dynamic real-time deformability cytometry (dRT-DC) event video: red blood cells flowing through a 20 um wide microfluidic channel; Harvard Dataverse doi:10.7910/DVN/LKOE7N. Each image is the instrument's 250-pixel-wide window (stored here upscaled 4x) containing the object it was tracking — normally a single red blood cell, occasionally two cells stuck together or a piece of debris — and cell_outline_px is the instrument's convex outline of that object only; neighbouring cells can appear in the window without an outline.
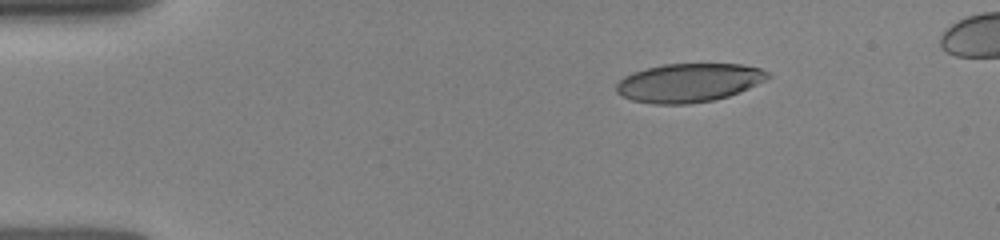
{"species": "human", "species_latin": "Homo sapiens", "temperature_condition": "room temperature", "stored_images_in_passage": 45, "camera_frame_rate_fps": 3000, "um_per_image_px": 0.085, "donor": {"sex": "female"}, "frame": {"image": 1, "passage_image": 1, "time_ms": 0.0, "image_size_px": [1000, 240], "cell_outline_px": [[772, 76], [740, 92], [728, 96], [712, 100], [688, 104], [652, 104], [632, 100], [620, 96], [616, 92], [616, 84], [624, 76], [632, 72], [664, 64], [740, 64], [760, 68], [768, 72]], "centroid_in_image_um": [58.52, 7.03], "position_along_channel_um": 26.5, "area_um2": 34.1}}
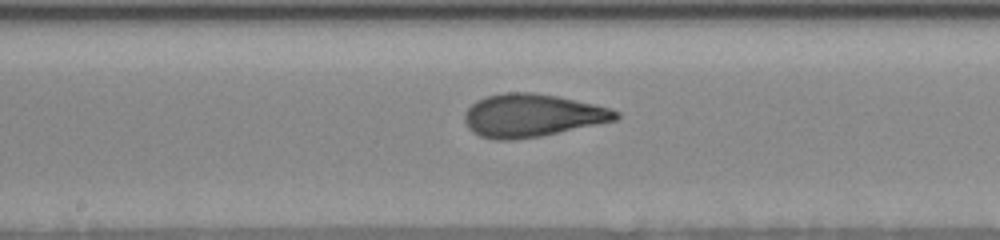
{"frame": {"image": 2, "passage_image": 29, "time_ms": 6.0, "image_size_px": [1000, 240], "cell_outline_px": [[620, 116], [616, 120], [540, 136], [516, 140], [496, 140], [480, 136], [472, 132], [468, 128], [464, 120], [464, 112], [476, 100], [488, 96], [504, 92], [532, 92], [560, 96], [612, 108], [620, 112]], "centroid_in_image_um": [45.22, 9.81], "position_along_channel_um": 203.0, "area_um2": 38.03}}
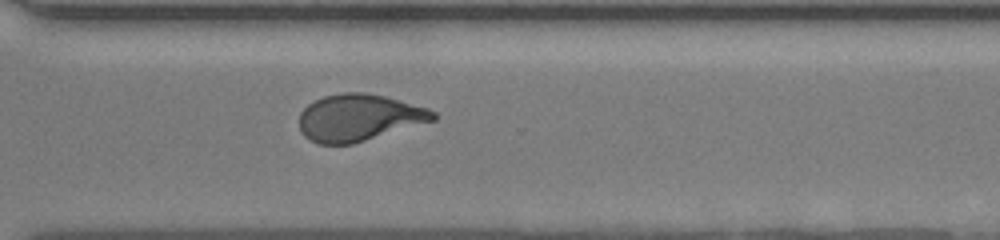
{"frame": {"image": 3, "passage_image": 44, "time_ms": 9.333, "image_size_px": [1000, 240], "cell_outline_px": [[436, 120], [352, 144], [316, 144], [304, 136], [300, 132], [300, 112], [308, 104], [324, 96], [344, 92], [364, 92], [384, 96], [428, 108], [436, 112]], "centroid_in_image_um": [30.5, 10.0], "position_along_channel_um": 340.1, "area_um2": 36.53}}